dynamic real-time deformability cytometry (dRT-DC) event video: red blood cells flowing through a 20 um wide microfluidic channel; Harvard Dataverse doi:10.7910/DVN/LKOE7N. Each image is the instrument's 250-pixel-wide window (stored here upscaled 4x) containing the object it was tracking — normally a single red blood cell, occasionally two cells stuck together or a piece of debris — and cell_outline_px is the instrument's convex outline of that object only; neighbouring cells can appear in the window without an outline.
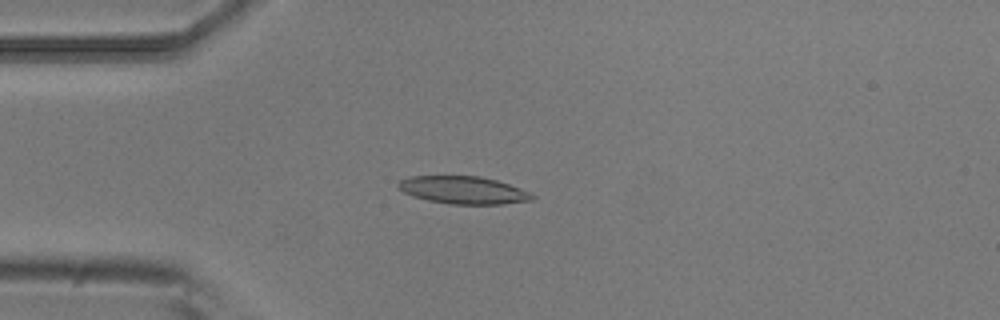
{"species": "common noctule bat (a hibernating species)", "species_latin": "Nyctalus noctula", "temperature_condition": "room temperature", "stored_images_in_passage": 7, "camera_frame_rate_fps": 3000, "um_per_image_px": 0.085, "animal": {"sex": "male", "body_mass_g": 20.5, "forearm_length_mm": 52.5}, "frame": {"image": 1, "passage_image": 4, "time_ms": 1.0, "image_size_px": [1000, 320], "cell_outline_px": [[536, 196], [532, 200], [504, 204], [448, 204], [428, 200], [412, 196], [404, 192], [396, 184], [400, 180], [412, 176], [480, 176], [496, 180], [532, 192]], "centroid_in_image_um": [39.41, 16.16], "position_along_channel_um": 45.6, "area_um2": 21.56}}
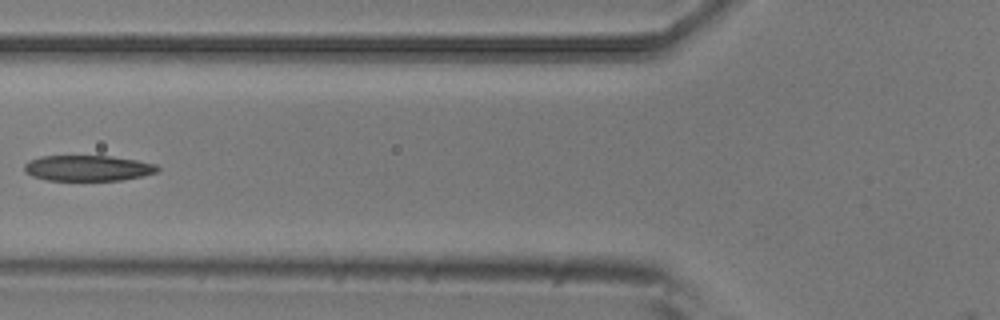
{"frame": {"image": 2, "passage_image": 6, "time_ms": 1.667, "image_size_px": [1000, 320], "cell_outline_px": [[160, 168], [156, 172], [144, 176], [120, 180], [48, 180], [32, 176], [24, 172], [24, 164], [28, 160], [40, 156], [112, 156], [136, 160], [156, 164]], "centroid_in_image_um": [7.45, 14.28], "position_along_channel_um": 118.4, "area_um2": 20.0}}
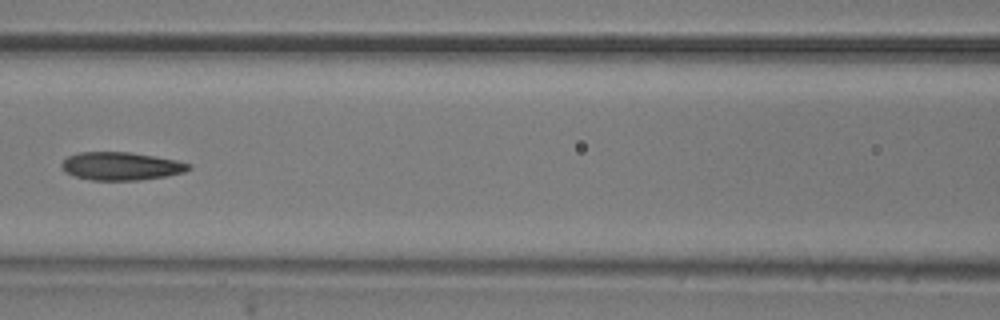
{"frame": {"image": 3, "passage_image": 7, "time_ms": 2.0, "image_size_px": [1000, 320], "cell_outline_px": [[192, 168], [184, 172], [164, 176], [140, 180], [92, 180], [72, 176], [64, 172], [60, 164], [68, 156], [80, 152], [132, 152], [156, 156], [176, 160], [192, 164]], "centroid_in_image_um": [10.28, 14.12], "position_along_channel_um": 156.3, "area_um2": 20.92}}